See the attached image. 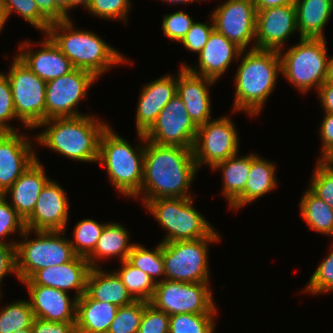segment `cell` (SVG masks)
<instances>
[{
	"label": "cell",
	"mask_w": 333,
	"mask_h": 333,
	"mask_svg": "<svg viewBox=\"0 0 333 333\" xmlns=\"http://www.w3.org/2000/svg\"><path fill=\"white\" fill-rule=\"evenodd\" d=\"M199 169L193 150L145 141L144 175L141 190L133 197L142 201L156 198H192L191 184Z\"/></svg>",
	"instance_id": "obj_1"
},
{
	"label": "cell",
	"mask_w": 333,
	"mask_h": 333,
	"mask_svg": "<svg viewBox=\"0 0 333 333\" xmlns=\"http://www.w3.org/2000/svg\"><path fill=\"white\" fill-rule=\"evenodd\" d=\"M239 58L240 64L233 80L235 96L232 113L245 112L249 117L256 118L281 74L280 55L276 50L254 48L242 51Z\"/></svg>",
	"instance_id": "obj_2"
},
{
	"label": "cell",
	"mask_w": 333,
	"mask_h": 333,
	"mask_svg": "<svg viewBox=\"0 0 333 333\" xmlns=\"http://www.w3.org/2000/svg\"><path fill=\"white\" fill-rule=\"evenodd\" d=\"M108 122L92 114L78 117L50 118L38 128L43 131L35 134V142L70 160L97 162L99 141Z\"/></svg>",
	"instance_id": "obj_3"
},
{
	"label": "cell",
	"mask_w": 333,
	"mask_h": 333,
	"mask_svg": "<svg viewBox=\"0 0 333 333\" xmlns=\"http://www.w3.org/2000/svg\"><path fill=\"white\" fill-rule=\"evenodd\" d=\"M46 34L71 61L75 69L88 71L97 78L113 66L131 63L122 52L120 53L96 33L77 29L72 18L52 23Z\"/></svg>",
	"instance_id": "obj_4"
},
{
	"label": "cell",
	"mask_w": 333,
	"mask_h": 333,
	"mask_svg": "<svg viewBox=\"0 0 333 333\" xmlns=\"http://www.w3.org/2000/svg\"><path fill=\"white\" fill-rule=\"evenodd\" d=\"M112 128L108 125L101 134L97 162L106 168L109 183L121 195L133 198L143 182L146 139L144 133L136 132L140 143L134 148Z\"/></svg>",
	"instance_id": "obj_5"
},
{
	"label": "cell",
	"mask_w": 333,
	"mask_h": 333,
	"mask_svg": "<svg viewBox=\"0 0 333 333\" xmlns=\"http://www.w3.org/2000/svg\"><path fill=\"white\" fill-rule=\"evenodd\" d=\"M299 43L278 51L281 75L305 95L326 82L328 48L326 38H300ZM285 51V52H283ZM305 93V94H304Z\"/></svg>",
	"instance_id": "obj_6"
},
{
	"label": "cell",
	"mask_w": 333,
	"mask_h": 333,
	"mask_svg": "<svg viewBox=\"0 0 333 333\" xmlns=\"http://www.w3.org/2000/svg\"><path fill=\"white\" fill-rule=\"evenodd\" d=\"M32 233H35L33 239ZM62 233L66 235V231H24L15 246L19 282L27 280L37 270L70 262L77 256L70 238Z\"/></svg>",
	"instance_id": "obj_7"
},
{
	"label": "cell",
	"mask_w": 333,
	"mask_h": 333,
	"mask_svg": "<svg viewBox=\"0 0 333 333\" xmlns=\"http://www.w3.org/2000/svg\"><path fill=\"white\" fill-rule=\"evenodd\" d=\"M192 198H156L143 206L166 230L161 243L207 237L215 228L192 204Z\"/></svg>",
	"instance_id": "obj_8"
},
{
	"label": "cell",
	"mask_w": 333,
	"mask_h": 333,
	"mask_svg": "<svg viewBox=\"0 0 333 333\" xmlns=\"http://www.w3.org/2000/svg\"><path fill=\"white\" fill-rule=\"evenodd\" d=\"M214 229L207 237L195 240L162 243L165 280L209 283V246L220 242Z\"/></svg>",
	"instance_id": "obj_9"
},
{
	"label": "cell",
	"mask_w": 333,
	"mask_h": 333,
	"mask_svg": "<svg viewBox=\"0 0 333 333\" xmlns=\"http://www.w3.org/2000/svg\"><path fill=\"white\" fill-rule=\"evenodd\" d=\"M6 75L17 119L25 129L34 131L45 121L47 82L33 73L17 55L13 57Z\"/></svg>",
	"instance_id": "obj_10"
},
{
	"label": "cell",
	"mask_w": 333,
	"mask_h": 333,
	"mask_svg": "<svg viewBox=\"0 0 333 333\" xmlns=\"http://www.w3.org/2000/svg\"><path fill=\"white\" fill-rule=\"evenodd\" d=\"M210 287V283L163 280L156 284L154 295L149 303L169 316L217 314L218 307Z\"/></svg>",
	"instance_id": "obj_11"
},
{
	"label": "cell",
	"mask_w": 333,
	"mask_h": 333,
	"mask_svg": "<svg viewBox=\"0 0 333 333\" xmlns=\"http://www.w3.org/2000/svg\"><path fill=\"white\" fill-rule=\"evenodd\" d=\"M236 125L229 116H221L198 127L193 146V157L199 167L216 164L239 154V137Z\"/></svg>",
	"instance_id": "obj_12"
},
{
	"label": "cell",
	"mask_w": 333,
	"mask_h": 333,
	"mask_svg": "<svg viewBox=\"0 0 333 333\" xmlns=\"http://www.w3.org/2000/svg\"><path fill=\"white\" fill-rule=\"evenodd\" d=\"M98 78L92 73L74 69L69 74L47 81L45 120L83 116L78 104L88 99V89Z\"/></svg>",
	"instance_id": "obj_13"
},
{
	"label": "cell",
	"mask_w": 333,
	"mask_h": 333,
	"mask_svg": "<svg viewBox=\"0 0 333 333\" xmlns=\"http://www.w3.org/2000/svg\"><path fill=\"white\" fill-rule=\"evenodd\" d=\"M197 130L182 99L176 94L144 133V137L157 145L193 149Z\"/></svg>",
	"instance_id": "obj_14"
},
{
	"label": "cell",
	"mask_w": 333,
	"mask_h": 333,
	"mask_svg": "<svg viewBox=\"0 0 333 333\" xmlns=\"http://www.w3.org/2000/svg\"><path fill=\"white\" fill-rule=\"evenodd\" d=\"M208 15L213 19L214 29L243 51L255 48L256 8L253 0H224Z\"/></svg>",
	"instance_id": "obj_15"
},
{
	"label": "cell",
	"mask_w": 333,
	"mask_h": 333,
	"mask_svg": "<svg viewBox=\"0 0 333 333\" xmlns=\"http://www.w3.org/2000/svg\"><path fill=\"white\" fill-rule=\"evenodd\" d=\"M69 199L61 184L50 179L38 196L33 212L24 220L32 231H66Z\"/></svg>",
	"instance_id": "obj_16"
},
{
	"label": "cell",
	"mask_w": 333,
	"mask_h": 333,
	"mask_svg": "<svg viewBox=\"0 0 333 333\" xmlns=\"http://www.w3.org/2000/svg\"><path fill=\"white\" fill-rule=\"evenodd\" d=\"M297 32L295 4L256 10V49L279 51Z\"/></svg>",
	"instance_id": "obj_17"
},
{
	"label": "cell",
	"mask_w": 333,
	"mask_h": 333,
	"mask_svg": "<svg viewBox=\"0 0 333 333\" xmlns=\"http://www.w3.org/2000/svg\"><path fill=\"white\" fill-rule=\"evenodd\" d=\"M20 133L0 132V195L36 161L33 139Z\"/></svg>",
	"instance_id": "obj_18"
},
{
	"label": "cell",
	"mask_w": 333,
	"mask_h": 333,
	"mask_svg": "<svg viewBox=\"0 0 333 333\" xmlns=\"http://www.w3.org/2000/svg\"><path fill=\"white\" fill-rule=\"evenodd\" d=\"M43 36L45 39L38 43H32L28 39L22 41L18 46L20 51L16 55L33 73L47 82L67 75L75 68L52 39L47 34ZM36 44L40 45V47L38 50L33 51Z\"/></svg>",
	"instance_id": "obj_19"
},
{
	"label": "cell",
	"mask_w": 333,
	"mask_h": 333,
	"mask_svg": "<svg viewBox=\"0 0 333 333\" xmlns=\"http://www.w3.org/2000/svg\"><path fill=\"white\" fill-rule=\"evenodd\" d=\"M90 269L91 266L85 257L76 256L70 262L37 270L21 283L52 287L67 293L74 290V297L79 299L86 292Z\"/></svg>",
	"instance_id": "obj_20"
},
{
	"label": "cell",
	"mask_w": 333,
	"mask_h": 333,
	"mask_svg": "<svg viewBox=\"0 0 333 333\" xmlns=\"http://www.w3.org/2000/svg\"><path fill=\"white\" fill-rule=\"evenodd\" d=\"M243 50L215 29L198 55V64L189 66L182 63L191 73L211 78L218 82L229 69L232 61L240 60Z\"/></svg>",
	"instance_id": "obj_21"
},
{
	"label": "cell",
	"mask_w": 333,
	"mask_h": 333,
	"mask_svg": "<svg viewBox=\"0 0 333 333\" xmlns=\"http://www.w3.org/2000/svg\"><path fill=\"white\" fill-rule=\"evenodd\" d=\"M35 318L52 322L76 323L77 298L42 285H25Z\"/></svg>",
	"instance_id": "obj_22"
},
{
	"label": "cell",
	"mask_w": 333,
	"mask_h": 333,
	"mask_svg": "<svg viewBox=\"0 0 333 333\" xmlns=\"http://www.w3.org/2000/svg\"><path fill=\"white\" fill-rule=\"evenodd\" d=\"M178 73L164 75L142 86L136 108V131L145 133L177 94Z\"/></svg>",
	"instance_id": "obj_23"
},
{
	"label": "cell",
	"mask_w": 333,
	"mask_h": 333,
	"mask_svg": "<svg viewBox=\"0 0 333 333\" xmlns=\"http://www.w3.org/2000/svg\"><path fill=\"white\" fill-rule=\"evenodd\" d=\"M179 68L177 95L182 99L191 120L199 127L211 120L209 86L217 81L193 74L186 67Z\"/></svg>",
	"instance_id": "obj_24"
},
{
	"label": "cell",
	"mask_w": 333,
	"mask_h": 333,
	"mask_svg": "<svg viewBox=\"0 0 333 333\" xmlns=\"http://www.w3.org/2000/svg\"><path fill=\"white\" fill-rule=\"evenodd\" d=\"M38 155L36 161L3 194L9 204L25 220L34 210L38 196L51 179L46 175Z\"/></svg>",
	"instance_id": "obj_25"
},
{
	"label": "cell",
	"mask_w": 333,
	"mask_h": 333,
	"mask_svg": "<svg viewBox=\"0 0 333 333\" xmlns=\"http://www.w3.org/2000/svg\"><path fill=\"white\" fill-rule=\"evenodd\" d=\"M276 164L262 158L259 154L251 153V166L244 191L228 206L233 211H238L270 191L278 185Z\"/></svg>",
	"instance_id": "obj_26"
},
{
	"label": "cell",
	"mask_w": 333,
	"mask_h": 333,
	"mask_svg": "<svg viewBox=\"0 0 333 333\" xmlns=\"http://www.w3.org/2000/svg\"><path fill=\"white\" fill-rule=\"evenodd\" d=\"M119 307L92 299L86 292L77 299V333H107Z\"/></svg>",
	"instance_id": "obj_27"
},
{
	"label": "cell",
	"mask_w": 333,
	"mask_h": 333,
	"mask_svg": "<svg viewBox=\"0 0 333 333\" xmlns=\"http://www.w3.org/2000/svg\"><path fill=\"white\" fill-rule=\"evenodd\" d=\"M86 293L94 300L112 303L118 307L129 305L135 299L114 271L91 268L87 277Z\"/></svg>",
	"instance_id": "obj_28"
},
{
	"label": "cell",
	"mask_w": 333,
	"mask_h": 333,
	"mask_svg": "<svg viewBox=\"0 0 333 333\" xmlns=\"http://www.w3.org/2000/svg\"><path fill=\"white\" fill-rule=\"evenodd\" d=\"M130 232L125 226L116 222H106L95 250L86 258L91 268H100V260L103 262L109 258L127 260L128 254L135 243H130ZM99 260V261H98Z\"/></svg>",
	"instance_id": "obj_29"
},
{
	"label": "cell",
	"mask_w": 333,
	"mask_h": 333,
	"mask_svg": "<svg viewBox=\"0 0 333 333\" xmlns=\"http://www.w3.org/2000/svg\"><path fill=\"white\" fill-rule=\"evenodd\" d=\"M297 29L300 38H323L333 13V0H296Z\"/></svg>",
	"instance_id": "obj_30"
},
{
	"label": "cell",
	"mask_w": 333,
	"mask_h": 333,
	"mask_svg": "<svg viewBox=\"0 0 333 333\" xmlns=\"http://www.w3.org/2000/svg\"><path fill=\"white\" fill-rule=\"evenodd\" d=\"M251 166V153L229 157L216 164L211 170L222 172V195L230 205L245 189ZM217 170V171H216Z\"/></svg>",
	"instance_id": "obj_31"
},
{
	"label": "cell",
	"mask_w": 333,
	"mask_h": 333,
	"mask_svg": "<svg viewBox=\"0 0 333 333\" xmlns=\"http://www.w3.org/2000/svg\"><path fill=\"white\" fill-rule=\"evenodd\" d=\"M299 208L302 218L310 230L333 237V209L309 189L301 196Z\"/></svg>",
	"instance_id": "obj_32"
},
{
	"label": "cell",
	"mask_w": 333,
	"mask_h": 333,
	"mask_svg": "<svg viewBox=\"0 0 333 333\" xmlns=\"http://www.w3.org/2000/svg\"><path fill=\"white\" fill-rule=\"evenodd\" d=\"M153 249H147L144 245L135 243L127 261L135 268L148 274L152 281L157 284L165 280V268L162 256V243L154 246Z\"/></svg>",
	"instance_id": "obj_33"
},
{
	"label": "cell",
	"mask_w": 333,
	"mask_h": 333,
	"mask_svg": "<svg viewBox=\"0 0 333 333\" xmlns=\"http://www.w3.org/2000/svg\"><path fill=\"white\" fill-rule=\"evenodd\" d=\"M119 270H113L135 300L150 302L156 284L148 274L132 266L127 260L120 263Z\"/></svg>",
	"instance_id": "obj_34"
},
{
	"label": "cell",
	"mask_w": 333,
	"mask_h": 333,
	"mask_svg": "<svg viewBox=\"0 0 333 333\" xmlns=\"http://www.w3.org/2000/svg\"><path fill=\"white\" fill-rule=\"evenodd\" d=\"M0 309V333H14L31 328L34 320L29 300L19 299Z\"/></svg>",
	"instance_id": "obj_35"
},
{
	"label": "cell",
	"mask_w": 333,
	"mask_h": 333,
	"mask_svg": "<svg viewBox=\"0 0 333 333\" xmlns=\"http://www.w3.org/2000/svg\"><path fill=\"white\" fill-rule=\"evenodd\" d=\"M105 224V222L100 223L94 219L85 218L74 226V240H70V243L77 256L87 258L95 250Z\"/></svg>",
	"instance_id": "obj_36"
},
{
	"label": "cell",
	"mask_w": 333,
	"mask_h": 333,
	"mask_svg": "<svg viewBox=\"0 0 333 333\" xmlns=\"http://www.w3.org/2000/svg\"><path fill=\"white\" fill-rule=\"evenodd\" d=\"M217 314H175L170 316L169 333H215Z\"/></svg>",
	"instance_id": "obj_37"
},
{
	"label": "cell",
	"mask_w": 333,
	"mask_h": 333,
	"mask_svg": "<svg viewBox=\"0 0 333 333\" xmlns=\"http://www.w3.org/2000/svg\"><path fill=\"white\" fill-rule=\"evenodd\" d=\"M0 6L6 11L8 19L16 12L43 34L48 32L51 23L40 13L34 0H0Z\"/></svg>",
	"instance_id": "obj_38"
},
{
	"label": "cell",
	"mask_w": 333,
	"mask_h": 333,
	"mask_svg": "<svg viewBox=\"0 0 333 333\" xmlns=\"http://www.w3.org/2000/svg\"><path fill=\"white\" fill-rule=\"evenodd\" d=\"M144 309L145 301L142 300L119 307L107 333H138Z\"/></svg>",
	"instance_id": "obj_39"
},
{
	"label": "cell",
	"mask_w": 333,
	"mask_h": 333,
	"mask_svg": "<svg viewBox=\"0 0 333 333\" xmlns=\"http://www.w3.org/2000/svg\"><path fill=\"white\" fill-rule=\"evenodd\" d=\"M302 291L311 295L333 292V244L330 247V253L317 266Z\"/></svg>",
	"instance_id": "obj_40"
},
{
	"label": "cell",
	"mask_w": 333,
	"mask_h": 333,
	"mask_svg": "<svg viewBox=\"0 0 333 333\" xmlns=\"http://www.w3.org/2000/svg\"><path fill=\"white\" fill-rule=\"evenodd\" d=\"M25 230V222L22 217L9 204L7 199L0 195V243L16 246V240H8L7 238L10 235L12 237L15 233H19V236H21Z\"/></svg>",
	"instance_id": "obj_41"
},
{
	"label": "cell",
	"mask_w": 333,
	"mask_h": 333,
	"mask_svg": "<svg viewBox=\"0 0 333 333\" xmlns=\"http://www.w3.org/2000/svg\"><path fill=\"white\" fill-rule=\"evenodd\" d=\"M131 0H92L87 11L92 16L104 20L128 22Z\"/></svg>",
	"instance_id": "obj_42"
},
{
	"label": "cell",
	"mask_w": 333,
	"mask_h": 333,
	"mask_svg": "<svg viewBox=\"0 0 333 333\" xmlns=\"http://www.w3.org/2000/svg\"><path fill=\"white\" fill-rule=\"evenodd\" d=\"M317 161L308 189L333 209V169Z\"/></svg>",
	"instance_id": "obj_43"
},
{
	"label": "cell",
	"mask_w": 333,
	"mask_h": 333,
	"mask_svg": "<svg viewBox=\"0 0 333 333\" xmlns=\"http://www.w3.org/2000/svg\"><path fill=\"white\" fill-rule=\"evenodd\" d=\"M193 16L185 11H176L164 14L162 29L163 34L171 41L181 42L194 23Z\"/></svg>",
	"instance_id": "obj_44"
},
{
	"label": "cell",
	"mask_w": 333,
	"mask_h": 333,
	"mask_svg": "<svg viewBox=\"0 0 333 333\" xmlns=\"http://www.w3.org/2000/svg\"><path fill=\"white\" fill-rule=\"evenodd\" d=\"M10 120H18L14 110L11 86L6 73L0 72V132L18 131L10 125Z\"/></svg>",
	"instance_id": "obj_45"
},
{
	"label": "cell",
	"mask_w": 333,
	"mask_h": 333,
	"mask_svg": "<svg viewBox=\"0 0 333 333\" xmlns=\"http://www.w3.org/2000/svg\"><path fill=\"white\" fill-rule=\"evenodd\" d=\"M170 316L145 301L138 333H169Z\"/></svg>",
	"instance_id": "obj_46"
},
{
	"label": "cell",
	"mask_w": 333,
	"mask_h": 333,
	"mask_svg": "<svg viewBox=\"0 0 333 333\" xmlns=\"http://www.w3.org/2000/svg\"><path fill=\"white\" fill-rule=\"evenodd\" d=\"M210 18L211 22L209 24L204 22H197L195 20L186 36L180 42L189 52H195L197 55H199V53L204 48L210 34L214 30L213 19L211 16Z\"/></svg>",
	"instance_id": "obj_47"
},
{
	"label": "cell",
	"mask_w": 333,
	"mask_h": 333,
	"mask_svg": "<svg viewBox=\"0 0 333 333\" xmlns=\"http://www.w3.org/2000/svg\"><path fill=\"white\" fill-rule=\"evenodd\" d=\"M10 273H13L18 279L16 271L15 245L0 243V299L3 295L2 283L4 277H6Z\"/></svg>",
	"instance_id": "obj_48"
},
{
	"label": "cell",
	"mask_w": 333,
	"mask_h": 333,
	"mask_svg": "<svg viewBox=\"0 0 333 333\" xmlns=\"http://www.w3.org/2000/svg\"><path fill=\"white\" fill-rule=\"evenodd\" d=\"M76 323L52 322L34 318L33 333H77Z\"/></svg>",
	"instance_id": "obj_49"
},
{
	"label": "cell",
	"mask_w": 333,
	"mask_h": 333,
	"mask_svg": "<svg viewBox=\"0 0 333 333\" xmlns=\"http://www.w3.org/2000/svg\"><path fill=\"white\" fill-rule=\"evenodd\" d=\"M40 13L52 24L70 19L55 0H34Z\"/></svg>",
	"instance_id": "obj_50"
},
{
	"label": "cell",
	"mask_w": 333,
	"mask_h": 333,
	"mask_svg": "<svg viewBox=\"0 0 333 333\" xmlns=\"http://www.w3.org/2000/svg\"><path fill=\"white\" fill-rule=\"evenodd\" d=\"M318 131L322 143L321 154L319 156L320 159L331 147H333V113H324Z\"/></svg>",
	"instance_id": "obj_51"
},
{
	"label": "cell",
	"mask_w": 333,
	"mask_h": 333,
	"mask_svg": "<svg viewBox=\"0 0 333 333\" xmlns=\"http://www.w3.org/2000/svg\"><path fill=\"white\" fill-rule=\"evenodd\" d=\"M316 93L323 113H333V81H326Z\"/></svg>",
	"instance_id": "obj_52"
},
{
	"label": "cell",
	"mask_w": 333,
	"mask_h": 333,
	"mask_svg": "<svg viewBox=\"0 0 333 333\" xmlns=\"http://www.w3.org/2000/svg\"><path fill=\"white\" fill-rule=\"evenodd\" d=\"M256 10L295 4L296 0H253Z\"/></svg>",
	"instance_id": "obj_53"
},
{
	"label": "cell",
	"mask_w": 333,
	"mask_h": 333,
	"mask_svg": "<svg viewBox=\"0 0 333 333\" xmlns=\"http://www.w3.org/2000/svg\"><path fill=\"white\" fill-rule=\"evenodd\" d=\"M326 167L333 169V147H331L320 159Z\"/></svg>",
	"instance_id": "obj_54"
},
{
	"label": "cell",
	"mask_w": 333,
	"mask_h": 333,
	"mask_svg": "<svg viewBox=\"0 0 333 333\" xmlns=\"http://www.w3.org/2000/svg\"><path fill=\"white\" fill-rule=\"evenodd\" d=\"M56 4L68 15L70 16L71 11V0H55Z\"/></svg>",
	"instance_id": "obj_55"
},
{
	"label": "cell",
	"mask_w": 333,
	"mask_h": 333,
	"mask_svg": "<svg viewBox=\"0 0 333 333\" xmlns=\"http://www.w3.org/2000/svg\"><path fill=\"white\" fill-rule=\"evenodd\" d=\"M92 0H71V10L75 9L76 7H81L88 9Z\"/></svg>",
	"instance_id": "obj_56"
},
{
	"label": "cell",
	"mask_w": 333,
	"mask_h": 333,
	"mask_svg": "<svg viewBox=\"0 0 333 333\" xmlns=\"http://www.w3.org/2000/svg\"><path fill=\"white\" fill-rule=\"evenodd\" d=\"M326 81H333V56L327 59Z\"/></svg>",
	"instance_id": "obj_57"
},
{
	"label": "cell",
	"mask_w": 333,
	"mask_h": 333,
	"mask_svg": "<svg viewBox=\"0 0 333 333\" xmlns=\"http://www.w3.org/2000/svg\"><path fill=\"white\" fill-rule=\"evenodd\" d=\"M8 21L6 11L0 6V32L3 30L4 25Z\"/></svg>",
	"instance_id": "obj_58"
},
{
	"label": "cell",
	"mask_w": 333,
	"mask_h": 333,
	"mask_svg": "<svg viewBox=\"0 0 333 333\" xmlns=\"http://www.w3.org/2000/svg\"><path fill=\"white\" fill-rule=\"evenodd\" d=\"M160 1H163V2H166V3H169L170 5L172 4H179L180 5V3L181 4H190V3H193V2H197V1H199V2H201V0H160ZM206 1V0H205Z\"/></svg>",
	"instance_id": "obj_59"
},
{
	"label": "cell",
	"mask_w": 333,
	"mask_h": 333,
	"mask_svg": "<svg viewBox=\"0 0 333 333\" xmlns=\"http://www.w3.org/2000/svg\"><path fill=\"white\" fill-rule=\"evenodd\" d=\"M14 333H33V332H32V327H31V328H26V329L19 330V331L14 332Z\"/></svg>",
	"instance_id": "obj_60"
}]
</instances>
